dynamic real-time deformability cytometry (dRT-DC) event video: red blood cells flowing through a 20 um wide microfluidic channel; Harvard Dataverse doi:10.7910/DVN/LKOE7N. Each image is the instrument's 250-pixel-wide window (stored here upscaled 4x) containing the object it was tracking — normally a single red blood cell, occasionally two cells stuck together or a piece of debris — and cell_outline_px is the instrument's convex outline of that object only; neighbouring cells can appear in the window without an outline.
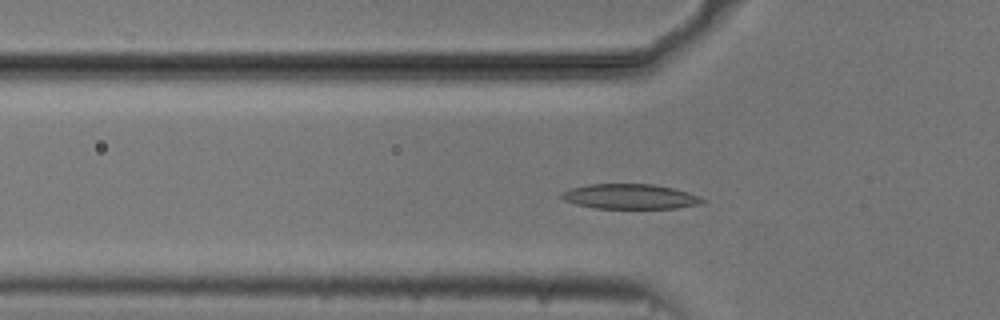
{"species": "common noctule bat (a hibernating species)", "species_latin": "Nyctalus noctula", "temperature_condition": "cold", "stored_images_in_passage": 52, "camera_frame_rate_fps": 3000, "um_per_image_px": 0.085, "animal": {"sex": "male", "body_mass_g": 20.5, "forearm_length_mm": 52.5}, "frame": {"image": 1, "passage_image": 16, "time_ms": 5.0, "image_size_px": [1000, 320], "cell_outline_px": [[708, 200], [704, 204], [676, 208], [596, 208], [576, 204], [564, 200], [560, 196], [560, 192], [572, 188], [588, 184], [652, 184], [672, 188], [688, 192]], "centroid_in_image_um": [53.59, 16.7], "position_along_channel_um": 72.2, "area_um2": 20.52}}
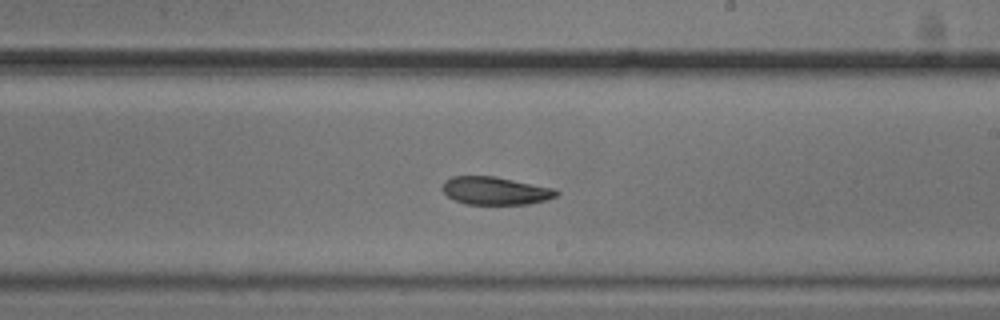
{"frame": {"image": 2, "passage_image": 30, "time_ms": 9.667, "image_size_px": [1000, 320], "cell_outline_px": [[560, 192], [556, 196], [544, 200], [528, 204], [464, 204], [448, 196], [440, 188], [444, 180], [452, 176], [492, 176], [556, 188]], "centroid_in_image_um": [42.08, 16.21], "position_along_channel_um": 246.9, "area_um2": 18.55}}
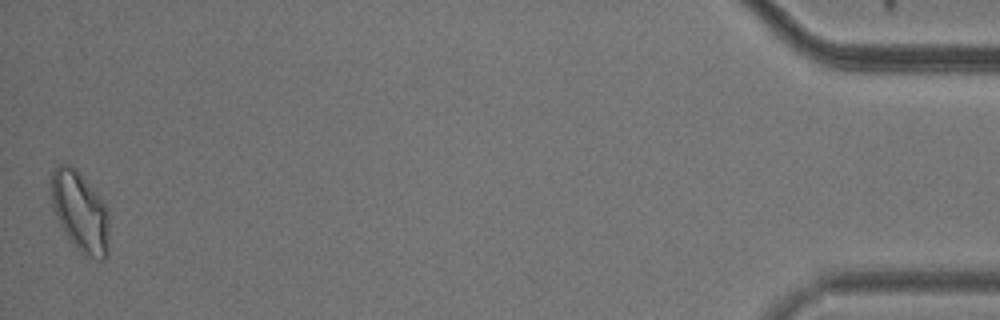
{"frame": {"image": 3, "passage_image": 52, "time_ms": 17.0, "image_size_px": [1000, 320], "cell_outline_px": [[108, 256], [104, 260], [100, 260], [84, 256], [72, 244], [60, 224], [56, 216], [52, 204], [52, 172], [56, 164], [68, 164], [76, 168], [80, 172], [100, 196], [108, 208]], "centroid_in_image_um": [6.84, 18.0], "position_along_channel_um": 428.4, "area_um2": 27.34}, "authors_computed_cell_mechanics": {"area_um2": 20.4323, "velocity_mm_per_s": 3.7234, "shape_relaxation_time_tau1_ms": 9.5268, "shape_relaxation_time_tau2_ms": null, "deformation_change_tau1": 0.204, "deformation_change_tau2": null}}